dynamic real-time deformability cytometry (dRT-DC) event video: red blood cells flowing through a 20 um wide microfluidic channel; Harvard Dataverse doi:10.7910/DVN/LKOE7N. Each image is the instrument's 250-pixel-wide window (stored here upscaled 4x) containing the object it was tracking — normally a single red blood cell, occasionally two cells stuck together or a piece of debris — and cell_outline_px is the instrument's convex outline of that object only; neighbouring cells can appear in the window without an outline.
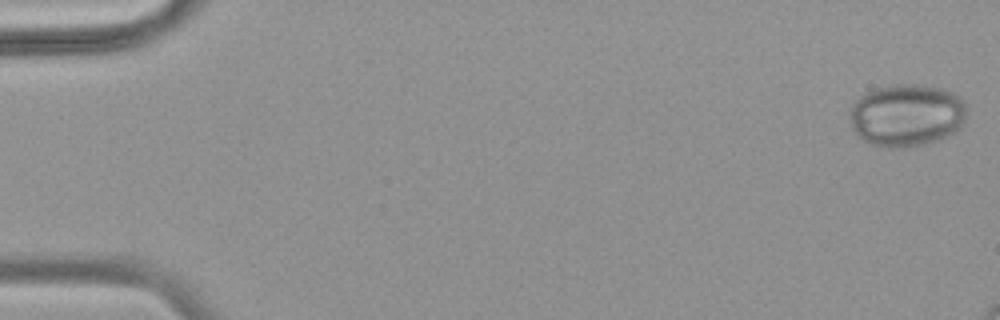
{"species": "common noctule bat (a hibernating species)", "species_latin": "Nyctalus noctula", "temperature_condition": "warm", "stored_images_in_passage": 12, "camera_frame_rate_fps": 3000, "um_per_image_px": 0.085, "animal": {"sex": "female", "body_mass_g": 18.4}, "frame": {"image": 1, "passage_image": 1, "time_ms": 0.0, "image_size_px": [1000, 320], "cell_outline_px": [[968, 112], [960, 128], [956, 132], [940, 140], [908, 148], [880, 148], [868, 144], [860, 140], [856, 136], [852, 128], [848, 112], [852, 104], [860, 96], [876, 88], [888, 84], [916, 84], [940, 88], [952, 92], [960, 96], [968, 104]], "centroid_in_image_um": [77.06, 9.82], "position_along_channel_um": 7.9, "area_um2": 43.87}}